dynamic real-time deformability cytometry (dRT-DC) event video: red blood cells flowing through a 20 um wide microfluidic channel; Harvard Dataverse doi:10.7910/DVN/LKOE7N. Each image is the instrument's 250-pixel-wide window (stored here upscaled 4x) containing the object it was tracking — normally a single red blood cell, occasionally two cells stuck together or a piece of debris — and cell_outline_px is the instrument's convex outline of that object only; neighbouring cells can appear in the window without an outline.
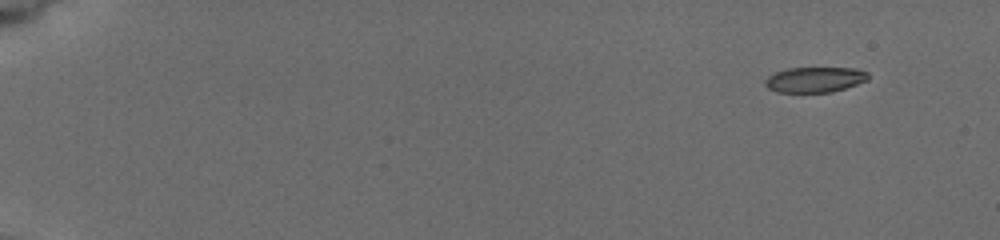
{"species": "common noctule bat (a hibernating species)", "species_latin": "Nyctalus noctula", "temperature_condition": "cold", "stored_images_in_passage": 9, "camera_frame_rate_fps": 3000, "um_per_image_px": 0.085, "animal": {"sex": "female", "body_mass_g": 19.5, "forearm_length_mm": 54.1}, "frame": {"image": 1, "passage_image": 1, "time_ms": 0.0, "image_size_px": [1000, 240], "cell_outline_px": [[868, 80], [832, 92], [776, 92], [768, 88], [764, 84], [764, 80], [768, 76], [776, 72], [788, 68], [856, 68], [868, 72]], "centroid_in_image_um": [69.24, 6.76], "position_along_channel_um": 15.8, "area_um2": 15.2}}
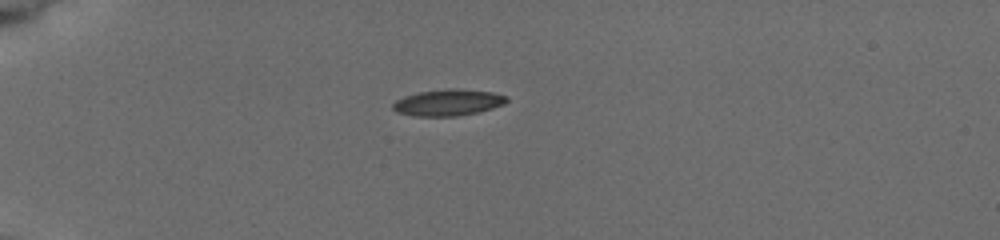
{"frame": {"image": 2, "passage_image": 6, "time_ms": 4.0, "image_size_px": [1000, 240], "cell_outline_px": [[508, 100], [504, 104], [492, 108], [476, 112], [456, 116], [412, 116], [396, 112], [392, 108], [392, 104], [396, 100], [404, 96], [420, 92], [448, 88], [456, 88], [492, 92], [508, 96]], "centroid_in_image_um": [38.07, 8.71], "position_along_channel_um": 46.9, "area_um2": 17.51}}
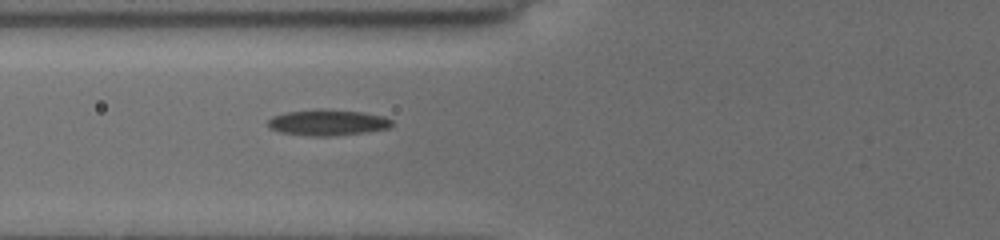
{"frame": {"image": 3, "passage_image": 9, "time_ms": 6.333, "image_size_px": [1000, 240], "cell_outline_px": [[392, 124], [388, 128], [364, 132], [328, 136], [312, 136], [280, 132], [272, 128], [268, 124], [268, 120], [272, 116], [288, 112], [320, 108], [364, 112], [384, 116], [392, 120]], "centroid_in_image_um": [27.86, 10.4], "position_along_channel_um": 97.9, "area_um2": 18.61}}